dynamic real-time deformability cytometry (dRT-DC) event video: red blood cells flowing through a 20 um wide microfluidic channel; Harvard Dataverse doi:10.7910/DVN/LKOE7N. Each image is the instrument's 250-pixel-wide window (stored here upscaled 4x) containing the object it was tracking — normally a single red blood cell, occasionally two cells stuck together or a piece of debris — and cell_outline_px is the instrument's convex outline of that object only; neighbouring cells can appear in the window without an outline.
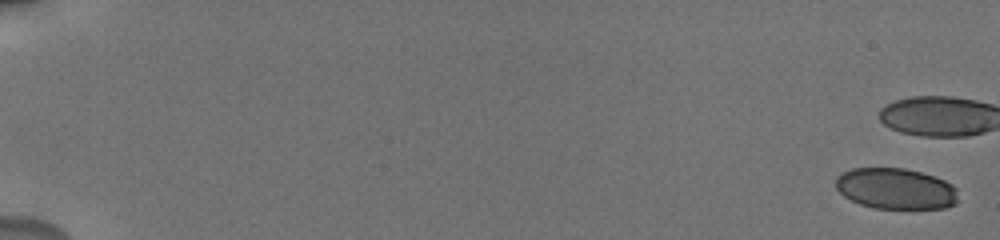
{"species": "human", "species_latin": "Homo sapiens", "temperature_condition": "cold", "stored_images_in_passage": 9, "camera_frame_rate_fps": 3000, "um_per_image_px": 0.085, "donor": {"sex": "male"}, "frame": {"image": 1, "passage_image": 1, "time_ms": 0.0, "image_size_px": [1000, 240], "cell_outline_px": [[956, 204], [944, 208], [872, 208], [860, 204], [844, 196], [836, 188], [836, 176], [852, 168], [904, 168], [920, 172], [944, 180], [952, 184], [956, 188]], "centroid_in_image_um": [76.12, 16.03], "position_along_channel_um": 8.9, "area_um2": 29.07}}